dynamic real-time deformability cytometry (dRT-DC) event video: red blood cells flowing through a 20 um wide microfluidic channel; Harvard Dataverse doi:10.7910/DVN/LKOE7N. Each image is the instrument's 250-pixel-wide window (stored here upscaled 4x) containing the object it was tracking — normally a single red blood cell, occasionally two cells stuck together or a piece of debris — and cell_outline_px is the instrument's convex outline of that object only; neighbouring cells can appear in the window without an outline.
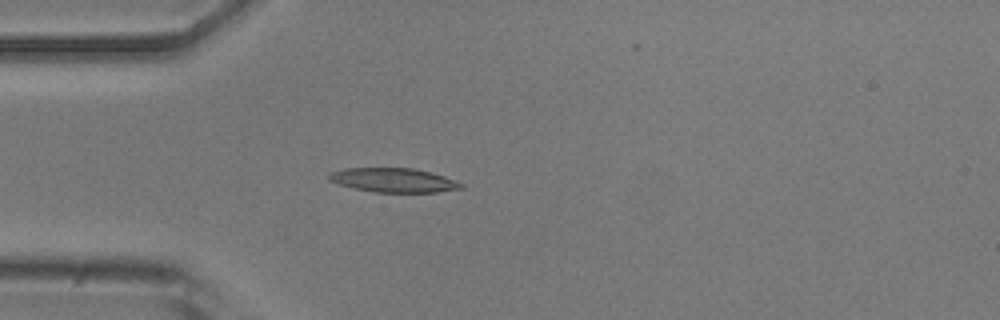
{"species": "common noctule bat (a hibernating species)", "species_latin": "Nyctalus noctula", "temperature_condition": "room temperature", "stored_images_in_passage": 40, "camera_frame_rate_fps": 3000, "um_per_image_px": 0.085, "animal": {"sex": "male", "body_mass_g": 20.5, "forearm_length_mm": 52.5}, "frame": {"image": 1, "passage_image": 10, "time_ms": 3.0, "image_size_px": [1000, 320], "cell_outline_px": [[464, 188], [436, 192], [372, 192], [352, 188], [328, 180], [328, 176], [332, 172], [344, 168], [412, 168], [444, 176], [464, 184]], "centroid_in_image_um": [33.44, 15.32], "position_along_channel_um": 51.6, "area_um2": 18.5}}
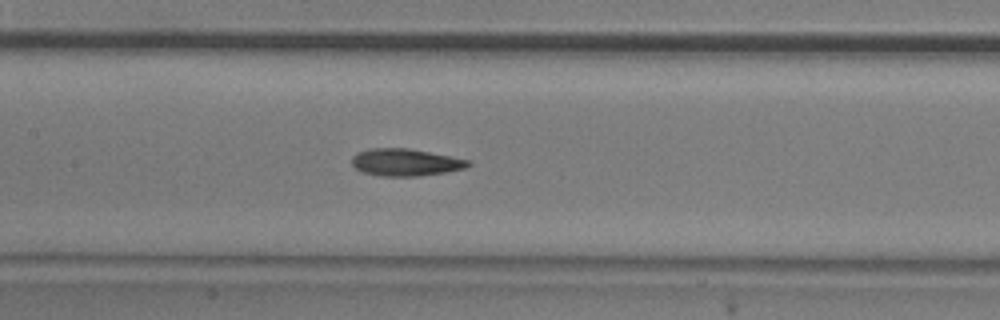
{"frame": {"image": 2, "passage_image": 20, "time_ms": 6.333, "image_size_px": [1000, 320], "cell_outline_px": [[472, 164], [464, 168], [444, 172], [420, 176], [380, 176], [360, 172], [352, 164], [352, 156], [356, 152], [368, 148], [408, 148], [468, 160]], "centroid_in_image_um": [34.39, 13.8], "position_along_channel_um": 173.0, "area_um2": 18.38}}
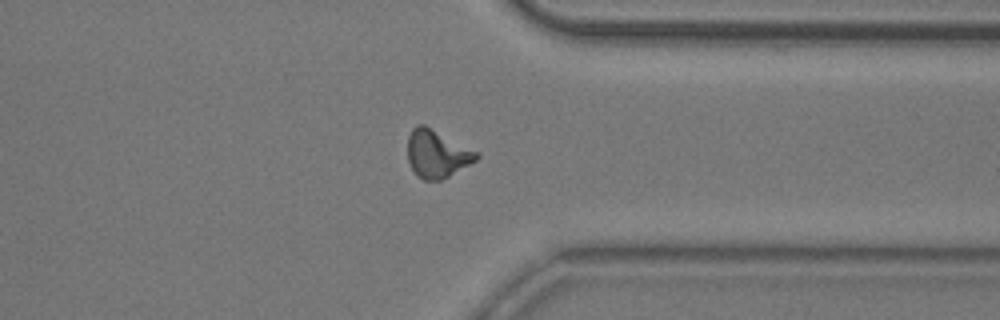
{"frame": {"image": 3, "passage_image": 36, "time_ms": 11.667, "image_size_px": [1000, 320], "cell_outline_px": [[480, 156], [476, 160], [448, 176], [440, 180], [424, 180], [412, 168], [408, 160], [408, 136], [412, 128], [416, 124], [424, 124], [480, 152]], "centroid_in_image_um": [37.15, 13.04], "position_along_channel_um": 374.2, "area_um2": 19.02}, "authors_computed_cell_mechanics": {"area_um2": 18.2648, "velocity_mm_per_s": 3.8478, "shape_relaxation_time_tau1_ms": 6.1288, "shape_relaxation_time_tau2_ms": 2.358, "deformation_change_tau1": 0.178, "deformation_change_tau2": 0.1072}}